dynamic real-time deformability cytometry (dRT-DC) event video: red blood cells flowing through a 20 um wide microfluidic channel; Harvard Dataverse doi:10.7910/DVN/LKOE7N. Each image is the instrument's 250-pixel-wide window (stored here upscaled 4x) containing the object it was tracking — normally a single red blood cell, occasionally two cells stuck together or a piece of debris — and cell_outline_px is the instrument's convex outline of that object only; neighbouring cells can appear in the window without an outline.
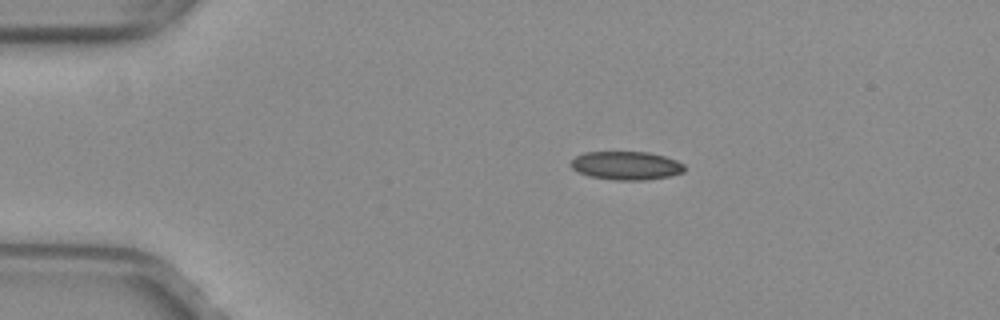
{"species": "common noctule bat (a hibernating species)", "species_latin": "Nyctalus noctula", "temperature_condition": "warm", "stored_images_in_passage": 43, "camera_frame_rate_fps": 3000, "um_per_image_px": 0.085, "animal": {"sex": "female", "body_mass_g": 29.2, "forearm_length_mm": 56.3}, "frame": {"image": 1, "passage_image": 1, "time_ms": 0.0, "image_size_px": [1000, 320], "cell_outline_px": [[684, 172], [668, 176], [644, 180], [616, 180], [588, 176], [576, 172], [568, 164], [576, 156], [584, 152], [648, 152], [664, 156], [676, 160], [684, 164]], "centroid_in_image_um": [53.18, 14.07], "position_along_channel_um": 31.8, "area_um2": 18.9}}
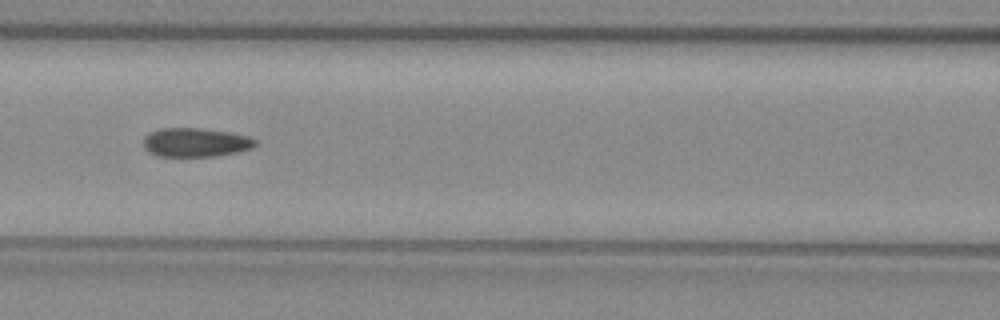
{"frame": {"image": 2, "passage_image": 14, "time_ms": 4.333, "image_size_px": [1000, 320], "cell_outline_px": [[256, 144], [252, 148], [236, 152], [216, 156], [156, 156], [148, 152], [144, 148], [144, 136], [160, 128], [200, 128], [232, 132], [248, 136], [256, 140]], "centroid_in_image_um": [16.62, 12.1], "position_along_channel_um": 150.0, "area_um2": 18.9}}
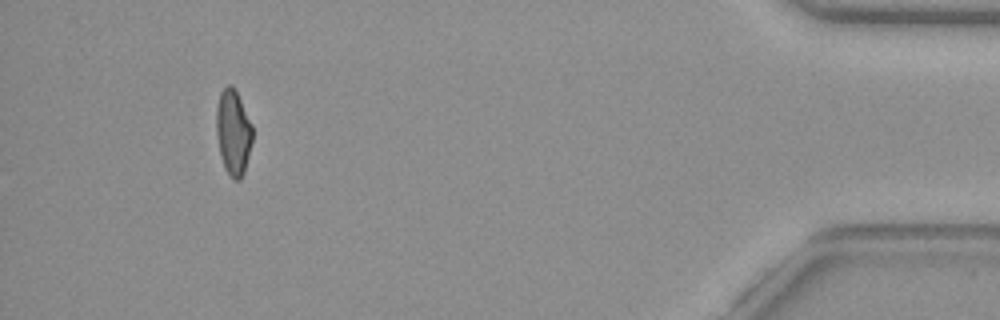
{"frame": {"image": 3, "passage_image": 39, "time_ms": 12.667, "image_size_px": [1000, 320], "cell_outline_px": [[252, 140], [244, 172], [240, 180], [232, 180], [224, 168], [220, 156], [216, 132], [216, 108], [220, 92], [228, 84], [232, 84], [236, 88], [252, 124]], "centroid_in_image_um": [19.81, 11.22], "position_along_channel_um": 415.4, "area_um2": 18.26}, "authors_computed_cell_mechanics": {"area_um2": 18.785, "velocity_mm_per_s": 4.0005, "shape_relaxation_time_tau1_ms": null, "shape_relaxation_time_tau2_ms": 1.9636, "deformation_change_tau1": null, "deformation_change_tau2": 0.0768}}